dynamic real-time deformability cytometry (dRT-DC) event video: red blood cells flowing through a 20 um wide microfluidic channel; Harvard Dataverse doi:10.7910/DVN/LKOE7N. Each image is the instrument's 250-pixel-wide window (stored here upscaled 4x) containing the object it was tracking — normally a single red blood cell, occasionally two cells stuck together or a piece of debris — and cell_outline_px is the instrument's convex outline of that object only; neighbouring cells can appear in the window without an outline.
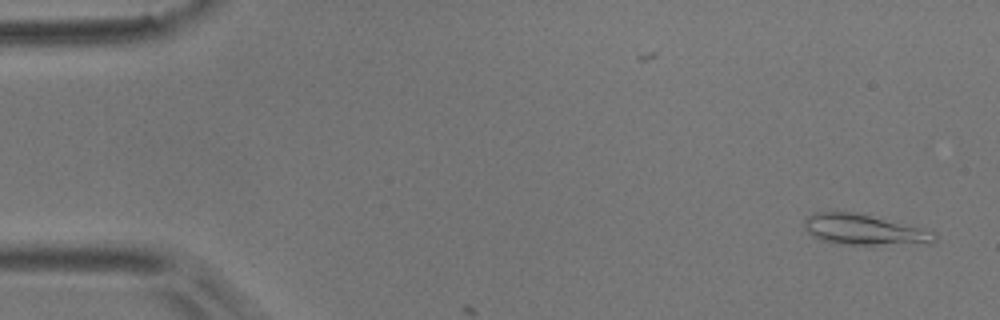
{"species": "common noctule bat (a hibernating species)", "species_latin": "Nyctalus noctula", "temperature_condition": "room temperature", "stored_images_in_passage": 5, "camera_frame_rate_fps": 3000, "um_per_image_px": 0.085, "animal": {"sex": "male", "body_mass_g": 17.9}, "frame": {"image": 1, "passage_image": 1, "time_ms": 0.0, "image_size_px": [1000, 320], "cell_outline_px": [[936, 240], [932, 244], [848, 244], [820, 240], [812, 236], [808, 232], [804, 224], [804, 220], [812, 212], [856, 212], [936, 232]], "centroid_in_image_um": [73.45, 19.52], "position_along_channel_um": 11.5, "area_um2": 22.95}}